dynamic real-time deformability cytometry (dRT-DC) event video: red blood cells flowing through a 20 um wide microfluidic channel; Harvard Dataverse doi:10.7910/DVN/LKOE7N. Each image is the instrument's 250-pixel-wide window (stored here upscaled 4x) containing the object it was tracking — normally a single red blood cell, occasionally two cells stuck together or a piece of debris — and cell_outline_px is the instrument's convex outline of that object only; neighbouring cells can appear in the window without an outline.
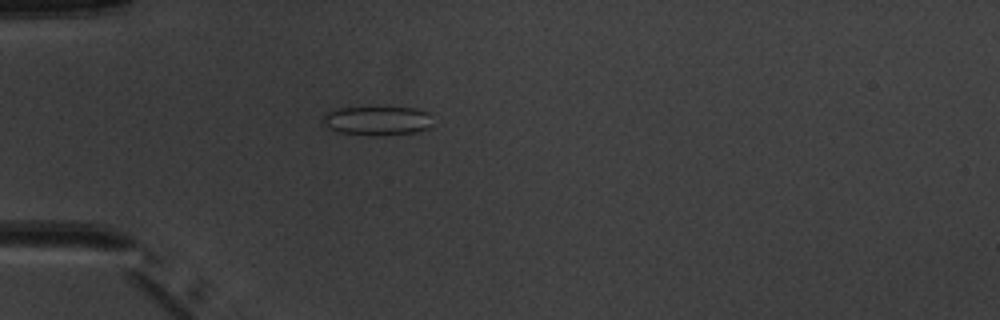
{"species": "common noctule bat (a hibernating species)", "species_latin": "Nyctalus noctula", "temperature_condition": "warm", "stored_images_in_passage": 5, "camera_frame_rate_fps": 3000, "um_per_image_px": 0.085, "animal": {"sex": "male", "body_mass_g": 20.1, "forearm_length_mm": 53.5}, "frame": {"image": 1, "passage_image": 5, "time_ms": 4.667, "image_size_px": [1000, 320], "cell_outline_px": [[432, 124], [428, 128], [416, 132], [340, 132], [332, 128], [324, 120], [324, 116], [328, 112], [336, 108], [416, 108], [428, 112]], "centroid_in_image_um": [32.14, 10.19], "position_along_channel_um": 52.9, "area_um2": 17.05}}